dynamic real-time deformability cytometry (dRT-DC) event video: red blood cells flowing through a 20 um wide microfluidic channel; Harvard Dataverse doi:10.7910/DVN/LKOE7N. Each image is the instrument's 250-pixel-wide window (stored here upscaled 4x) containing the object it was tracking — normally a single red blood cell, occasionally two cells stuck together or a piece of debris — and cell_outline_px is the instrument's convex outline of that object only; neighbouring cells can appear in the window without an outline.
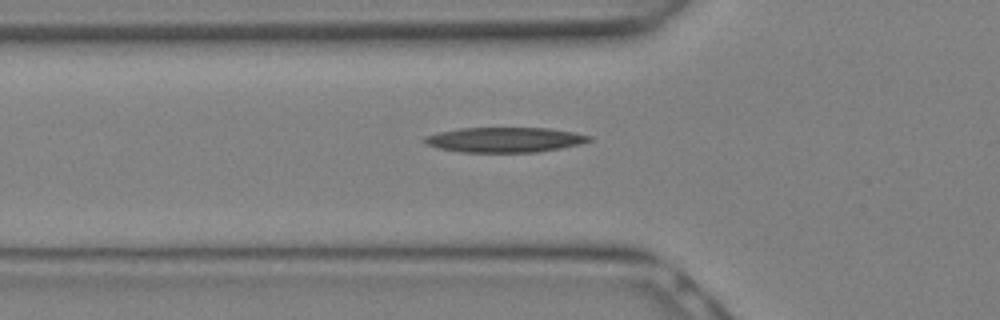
{"species": "Egyptian fruit bat (a non-hibernating species)", "species_latin": "Rousettus aegyptiacus", "temperature_condition": "warm", "stored_images_in_passage": 8, "camera_frame_rate_fps": 3000, "um_per_image_px": 0.085, "animal": {"sex": "female"}, "frame": {"image": 1, "passage_image": 4, "time_ms": 1.0, "image_size_px": [1000, 320], "cell_outline_px": [[592, 140], [580, 144], [560, 148], [536, 152], [460, 152], [440, 148], [424, 144], [420, 140], [424, 136], [440, 132], [460, 128], [548, 128], [572, 132], [592, 136]], "centroid_in_image_um": [42.86, 11.88], "position_along_channel_um": 82.9, "area_um2": 23.99}}
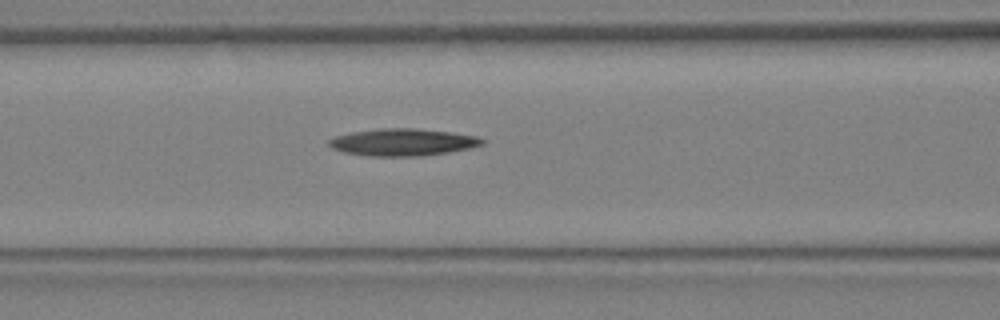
{"frame": {"image": 2, "passage_image": 6, "time_ms": 1.667, "image_size_px": [1000, 320], "cell_outline_px": [[484, 144], [468, 148], [448, 152], [424, 156], [368, 156], [344, 152], [332, 148], [328, 144], [328, 140], [336, 136], [352, 132], [384, 128], [412, 128], [452, 132], [476, 136], [484, 140]], "centroid_in_image_um": [34.23, 12.09], "position_along_channel_um": 132.4, "area_um2": 24.1}}
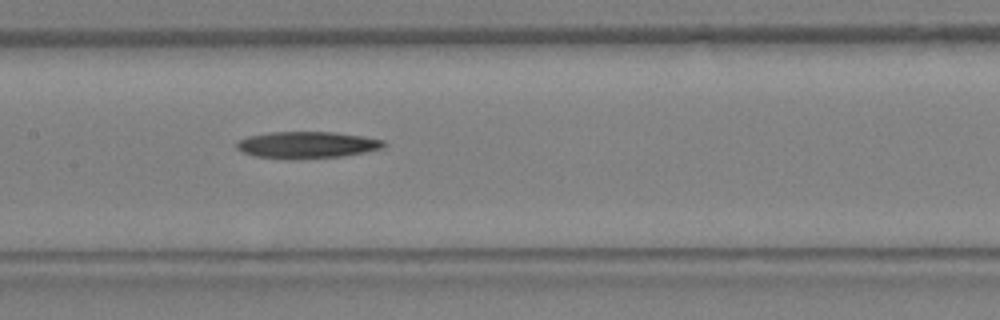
{"frame": {"image": 3, "passage_image": 8, "time_ms": 2.333, "image_size_px": [1000, 320], "cell_outline_px": [[388, 144], [380, 148], [364, 152], [340, 156], [292, 160], [288, 160], [256, 156], [244, 152], [236, 148], [236, 140], [248, 136], [272, 132], [332, 132], [364, 136], [384, 140]], "centroid_in_image_um": [26.06, 12.32], "position_along_channel_um": 181.3, "area_um2": 23.0}}